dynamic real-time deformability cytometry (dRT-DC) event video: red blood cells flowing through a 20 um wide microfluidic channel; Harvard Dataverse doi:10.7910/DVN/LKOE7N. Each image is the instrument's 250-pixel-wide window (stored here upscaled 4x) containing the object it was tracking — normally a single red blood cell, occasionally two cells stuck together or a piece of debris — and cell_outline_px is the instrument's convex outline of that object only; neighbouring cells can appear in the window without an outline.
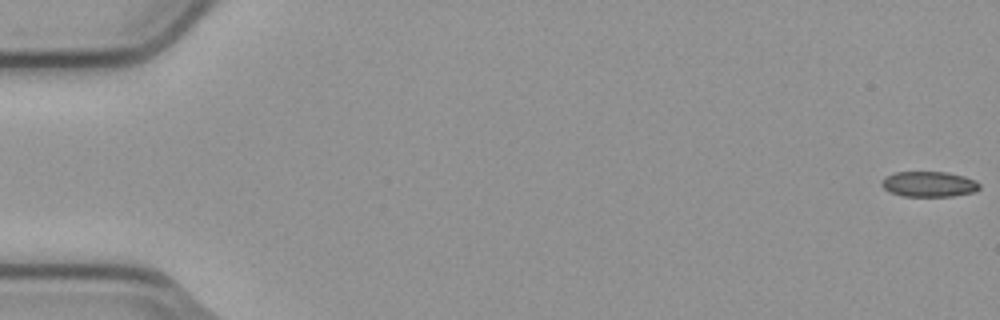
{"species": "common noctule bat (a hibernating species)", "species_latin": "Nyctalus noctula", "temperature_condition": "cold", "stored_images_in_passage": 7, "camera_frame_rate_fps": 3000, "um_per_image_px": 0.085, "animal": {"sex": "male", "body_mass_g": 23.1, "forearm_length_mm": 52.7}, "frame": {"image": 1, "passage_image": 1, "time_ms": 0.0, "image_size_px": [1000, 320], "cell_outline_px": [[980, 188], [976, 192], [952, 196], [904, 196], [888, 192], [880, 184], [880, 180], [896, 172], [948, 172], [964, 176], [976, 180], [980, 184]], "centroid_in_image_um": [78.98, 15.65], "position_along_channel_um": 6.0, "area_um2": 14.62}}
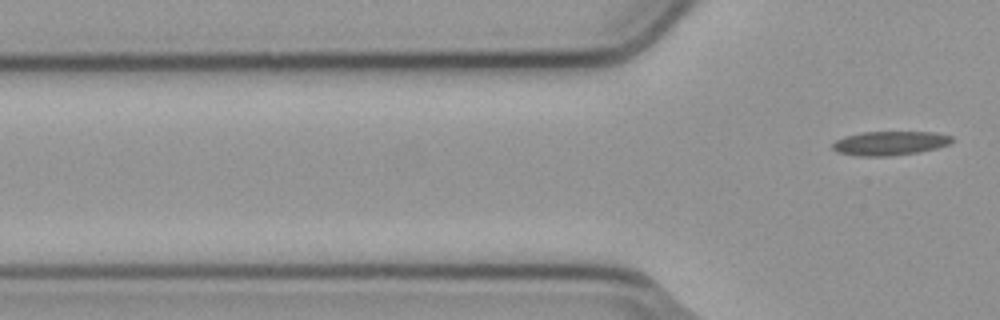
{"frame": {"image": 2, "passage_image": 7, "time_ms": 2.0, "image_size_px": [1000, 320], "cell_outline_px": [[952, 140], [948, 144], [936, 148], [916, 152], [888, 156], [860, 156], [836, 152], [832, 148], [832, 144], [836, 140], [844, 136], [860, 132], [932, 132], [952, 136]], "centroid_in_image_um": [75.58, 12.16], "position_along_channel_um": 50.2, "area_um2": 16.59}}